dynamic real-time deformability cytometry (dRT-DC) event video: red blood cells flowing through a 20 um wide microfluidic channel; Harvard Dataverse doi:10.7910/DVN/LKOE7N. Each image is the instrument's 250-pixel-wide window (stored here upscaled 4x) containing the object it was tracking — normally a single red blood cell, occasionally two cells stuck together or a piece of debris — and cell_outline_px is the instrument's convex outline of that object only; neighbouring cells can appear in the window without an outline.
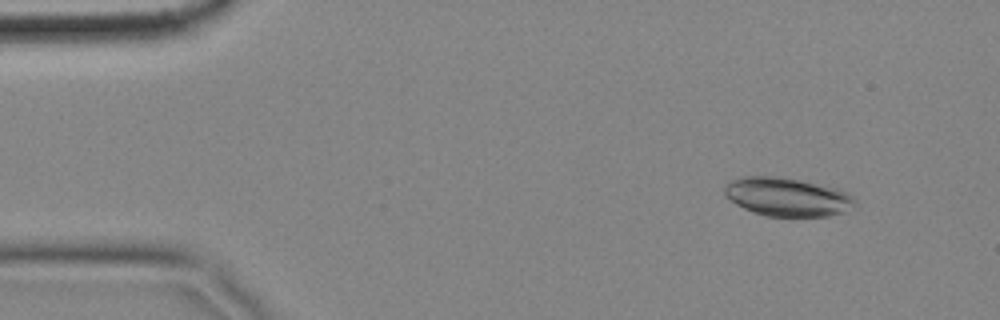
{"species": "common noctule bat (a hibernating species)", "species_latin": "Nyctalus noctula", "temperature_condition": "cold", "stored_images_in_passage": 10, "camera_frame_rate_fps": 3000, "um_per_image_px": 0.085, "animal": {"sex": "female", "body_mass_g": 18.4}, "frame": {"image": 1, "passage_image": 5, "time_ms": 1.333, "image_size_px": [1000, 320], "cell_outline_px": [[856, 204], [844, 212], [828, 216], [768, 216], [752, 212], [736, 204], [724, 196], [724, 184], [728, 180], [744, 176], [776, 176], [800, 180], [836, 188], [848, 192], [856, 200]], "centroid_in_image_um": [66.88, 16.73], "position_along_channel_um": 18.1, "area_um2": 29.48}}